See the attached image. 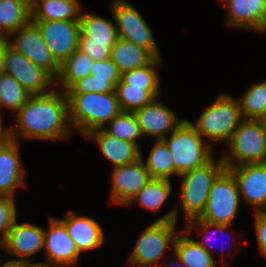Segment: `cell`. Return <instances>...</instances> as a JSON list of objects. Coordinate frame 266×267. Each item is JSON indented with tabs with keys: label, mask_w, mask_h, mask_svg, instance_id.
<instances>
[{
	"label": "cell",
	"mask_w": 266,
	"mask_h": 267,
	"mask_svg": "<svg viewBox=\"0 0 266 267\" xmlns=\"http://www.w3.org/2000/svg\"><path fill=\"white\" fill-rule=\"evenodd\" d=\"M221 155L226 168L242 164L266 163V125L264 120L243 119Z\"/></svg>",
	"instance_id": "7"
},
{
	"label": "cell",
	"mask_w": 266,
	"mask_h": 267,
	"mask_svg": "<svg viewBox=\"0 0 266 267\" xmlns=\"http://www.w3.org/2000/svg\"><path fill=\"white\" fill-rule=\"evenodd\" d=\"M13 116L16 125L10 129L16 142L20 139L68 140L74 132L66 92L55 87L50 93L31 95Z\"/></svg>",
	"instance_id": "1"
},
{
	"label": "cell",
	"mask_w": 266,
	"mask_h": 267,
	"mask_svg": "<svg viewBox=\"0 0 266 267\" xmlns=\"http://www.w3.org/2000/svg\"><path fill=\"white\" fill-rule=\"evenodd\" d=\"M242 120L238 99L221 93L215 102L204 109L196 123L190 124L213 147L216 143L227 144Z\"/></svg>",
	"instance_id": "5"
},
{
	"label": "cell",
	"mask_w": 266,
	"mask_h": 267,
	"mask_svg": "<svg viewBox=\"0 0 266 267\" xmlns=\"http://www.w3.org/2000/svg\"><path fill=\"white\" fill-rule=\"evenodd\" d=\"M11 129L10 127L5 128L3 124L0 125V152L5 149L11 142Z\"/></svg>",
	"instance_id": "41"
},
{
	"label": "cell",
	"mask_w": 266,
	"mask_h": 267,
	"mask_svg": "<svg viewBox=\"0 0 266 267\" xmlns=\"http://www.w3.org/2000/svg\"><path fill=\"white\" fill-rule=\"evenodd\" d=\"M163 139L172 154L175 170L181 174L202 167L214 157L212 147L188 119Z\"/></svg>",
	"instance_id": "6"
},
{
	"label": "cell",
	"mask_w": 266,
	"mask_h": 267,
	"mask_svg": "<svg viewBox=\"0 0 266 267\" xmlns=\"http://www.w3.org/2000/svg\"><path fill=\"white\" fill-rule=\"evenodd\" d=\"M91 75L95 80L108 81L114 87L121 80V73L111 58L103 61H94L91 67Z\"/></svg>",
	"instance_id": "37"
},
{
	"label": "cell",
	"mask_w": 266,
	"mask_h": 267,
	"mask_svg": "<svg viewBox=\"0 0 266 267\" xmlns=\"http://www.w3.org/2000/svg\"><path fill=\"white\" fill-rule=\"evenodd\" d=\"M227 24L234 29L262 33L266 18V0H223Z\"/></svg>",
	"instance_id": "18"
},
{
	"label": "cell",
	"mask_w": 266,
	"mask_h": 267,
	"mask_svg": "<svg viewBox=\"0 0 266 267\" xmlns=\"http://www.w3.org/2000/svg\"><path fill=\"white\" fill-rule=\"evenodd\" d=\"M110 58L122 74L148 65L154 57L146 50L128 40L118 38L110 50Z\"/></svg>",
	"instance_id": "24"
},
{
	"label": "cell",
	"mask_w": 266,
	"mask_h": 267,
	"mask_svg": "<svg viewBox=\"0 0 266 267\" xmlns=\"http://www.w3.org/2000/svg\"><path fill=\"white\" fill-rule=\"evenodd\" d=\"M13 40L7 39L8 45L23 54L37 67L46 71L54 80L58 76L60 64L52 56L38 26L29 21L16 32Z\"/></svg>",
	"instance_id": "10"
},
{
	"label": "cell",
	"mask_w": 266,
	"mask_h": 267,
	"mask_svg": "<svg viewBox=\"0 0 266 267\" xmlns=\"http://www.w3.org/2000/svg\"><path fill=\"white\" fill-rule=\"evenodd\" d=\"M225 169L222 157L218 160L214 156L202 167L178 176L181 178L179 197L185 223L199 218L204 212L211 186Z\"/></svg>",
	"instance_id": "4"
},
{
	"label": "cell",
	"mask_w": 266,
	"mask_h": 267,
	"mask_svg": "<svg viewBox=\"0 0 266 267\" xmlns=\"http://www.w3.org/2000/svg\"><path fill=\"white\" fill-rule=\"evenodd\" d=\"M226 169L236 179L241 201L252 207L253 213L266 212V163L242 164Z\"/></svg>",
	"instance_id": "13"
},
{
	"label": "cell",
	"mask_w": 266,
	"mask_h": 267,
	"mask_svg": "<svg viewBox=\"0 0 266 267\" xmlns=\"http://www.w3.org/2000/svg\"><path fill=\"white\" fill-rule=\"evenodd\" d=\"M158 98H154L149 104L135 110L133 113L143 136H154L156 140H163L184 119H181L171 108L160 102Z\"/></svg>",
	"instance_id": "17"
},
{
	"label": "cell",
	"mask_w": 266,
	"mask_h": 267,
	"mask_svg": "<svg viewBox=\"0 0 266 267\" xmlns=\"http://www.w3.org/2000/svg\"><path fill=\"white\" fill-rule=\"evenodd\" d=\"M266 32V18H265V22H264V27L262 29V33H265Z\"/></svg>",
	"instance_id": "48"
},
{
	"label": "cell",
	"mask_w": 266,
	"mask_h": 267,
	"mask_svg": "<svg viewBox=\"0 0 266 267\" xmlns=\"http://www.w3.org/2000/svg\"><path fill=\"white\" fill-rule=\"evenodd\" d=\"M102 129L110 136L129 141L141 149L138 140L143 135L133 112H121Z\"/></svg>",
	"instance_id": "32"
},
{
	"label": "cell",
	"mask_w": 266,
	"mask_h": 267,
	"mask_svg": "<svg viewBox=\"0 0 266 267\" xmlns=\"http://www.w3.org/2000/svg\"><path fill=\"white\" fill-rule=\"evenodd\" d=\"M0 246L7 254L18 258H13L12 261L30 260L43 251L44 229L32 223H19L16 219Z\"/></svg>",
	"instance_id": "15"
},
{
	"label": "cell",
	"mask_w": 266,
	"mask_h": 267,
	"mask_svg": "<svg viewBox=\"0 0 266 267\" xmlns=\"http://www.w3.org/2000/svg\"><path fill=\"white\" fill-rule=\"evenodd\" d=\"M75 213L70 210L60 220L65 224L80 254L101 247L105 243V235L99 222L94 218L78 216Z\"/></svg>",
	"instance_id": "19"
},
{
	"label": "cell",
	"mask_w": 266,
	"mask_h": 267,
	"mask_svg": "<svg viewBox=\"0 0 266 267\" xmlns=\"http://www.w3.org/2000/svg\"><path fill=\"white\" fill-rule=\"evenodd\" d=\"M4 73L14 77L31 95L47 94L55 87L53 86L55 80L46 71L11 48L7 40L4 55Z\"/></svg>",
	"instance_id": "11"
},
{
	"label": "cell",
	"mask_w": 266,
	"mask_h": 267,
	"mask_svg": "<svg viewBox=\"0 0 266 267\" xmlns=\"http://www.w3.org/2000/svg\"><path fill=\"white\" fill-rule=\"evenodd\" d=\"M79 42L115 44L118 39L115 23L96 14L82 10Z\"/></svg>",
	"instance_id": "23"
},
{
	"label": "cell",
	"mask_w": 266,
	"mask_h": 267,
	"mask_svg": "<svg viewBox=\"0 0 266 267\" xmlns=\"http://www.w3.org/2000/svg\"><path fill=\"white\" fill-rule=\"evenodd\" d=\"M48 231L44 229V248L47 261L57 267L75 266L80 252L69 236L65 224L50 216Z\"/></svg>",
	"instance_id": "16"
},
{
	"label": "cell",
	"mask_w": 266,
	"mask_h": 267,
	"mask_svg": "<svg viewBox=\"0 0 266 267\" xmlns=\"http://www.w3.org/2000/svg\"><path fill=\"white\" fill-rule=\"evenodd\" d=\"M0 267H21V261H12V260L3 261V259H1Z\"/></svg>",
	"instance_id": "45"
},
{
	"label": "cell",
	"mask_w": 266,
	"mask_h": 267,
	"mask_svg": "<svg viewBox=\"0 0 266 267\" xmlns=\"http://www.w3.org/2000/svg\"><path fill=\"white\" fill-rule=\"evenodd\" d=\"M30 20V0H0V31L7 39Z\"/></svg>",
	"instance_id": "27"
},
{
	"label": "cell",
	"mask_w": 266,
	"mask_h": 267,
	"mask_svg": "<svg viewBox=\"0 0 266 267\" xmlns=\"http://www.w3.org/2000/svg\"><path fill=\"white\" fill-rule=\"evenodd\" d=\"M19 147V142L12 141L0 152V195L15 198L16 190L26 185V170Z\"/></svg>",
	"instance_id": "20"
},
{
	"label": "cell",
	"mask_w": 266,
	"mask_h": 267,
	"mask_svg": "<svg viewBox=\"0 0 266 267\" xmlns=\"http://www.w3.org/2000/svg\"><path fill=\"white\" fill-rule=\"evenodd\" d=\"M112 2L111 12L118 38L128 40L136 46L146 49L154 58H162L152 29L143 15L125 0H113Z\"/></svg>",
	"instance_id": "8"
},
{
	"label": "cell",
	"mask_w": 266,
	"mask_h": 267,
	"mask_svg": "<svg viewBox=\"0 0 266 267\" xmlns=\"http://www.w3.org/2000/svg\"><path fill=\"white\" fill-rule=\"evenodd\" d=\"M173 252L180 258L185 267H216V262L209 252L190 237L184 229L177 235Z\"/></svg>",
	"instance_id": "25"
},
{
	"label": "cell",
	"mask_w": 266,
	"mask_h": 267,
	"mask_svg": "<svg viewBox=\"0 0 266 267\" xmlns=\"http://www.w3.org/2000/svg\"><path fill=\"white\" fill-rule=\"evenodd\" d=\"M172 193V183L167 179H152L126 206H133L136 202L150 211H159ZM134 203V204H133Z\"/></svg>",
	"instance_id": "29"
},
{
	"label": "cell",
	"mask_w": 266,
	"mask_h": 267,
	"mask_svg": "<svg viewBox=\"0 0 266 267\" xmlns=\"http://www.w3.org/2000/svg\"><path fill=\"white\" fill-rule=\"evenodd\" d=\"M16 198L0 195V242L5 238L8 230L18 219Z\"/></svg>",
	"instance_id": "36"
},
{
	"label": "cell",
	"mask_w": 266,
	"mask_h": 267,
	"mask_svg": "<svg viewBox=\"0 0 266 267\" xmlns=\"http://www.w3.org/2000/svg\"><path fill=\"white\" fill-rule=\"evenodd\" d=\"M243 119L266 120V80L257 82L238 99Z\"/></svg>",
	"instance_id": "31"
},
{
	"label": "cell",
	"mask_w": 266,
	"mask_h": 267,
	"mask_svg": "<svg viewBox=\"0 0 266 267\" xmlns=\"http://www.w3.org/2000/svg\"><path fill=\"white\" fill-rule=\"evenodd\" d=\"M7 40V37L0 31V42Z\"/></svg>",
	"instance_id": "46"
},
{
	"label": "cell",
	"mask_w": 266,
	"mask_h": 267,
	"mask_svg": "<svg viewBox=\"0 0 266 267\" xmlns=\"http://www.w3.org/2000/svg\"><path fill=\"white\" fill-rule=\"evenodd\" d=\"M21 267H57V266L53 265L49 261L33 263L30 260H23L21 261Z\"/></svg>",
	"instance_id": "42"
},
{
	"label": "cell",
	"mask_w": 266,
	"mask_h": 267,
	"mask_svg": "<svg viewBox=\"0 0 266 267\" xmlns=\"http://www.w3.org/2000/svg\"><path fill=\"white\" fill-rule=\"evenodd\" d=\"M141 152V158L145 167L150 173L152 179L171 180L172 175L180 174L174 168V161L168 146L163 140H156L151 148L147 159H144Z\"/></svg>",
	"instance_id": "28"
},
{
	"label": "cell",
	"mask_w": 266,
	"mask_h": 267,
	"mask_svg": "<svg viewBox=\"0 0 266 267\" xmlns=\"http://www.w3.org/2000/svg\"><path fill=\"white\" fill-rule=\"evenodd\" d=\"M162 58H154L148 65L121 74V80L128 85L144 87L154 98L160 97V79L157 67Z\"/></svg>",
	"instance_id": "30"
},
{
	"label": "cell",
	"mask_w": 266,
	"mask_h": 267,
	"mask_svg": "<svg viewBox=\"0 0 266 267\" xmlns=\"http://www.w3.org/2000/svg\"><path fill=\"white\" fill-rule=\"evenodd\" d=\"M55 60L61 64L78 49L79 21H33Z\"/></svg>",
	"instance_id": "14"
},
{
	"label": "cell",
	"mask_w": 266,
	"mask_h": 267,
	"mask_svg": "<svg viewBox=\"0 0 266 267\" xmlns=\"http://www.w3.org/2000/svg\"><path fill=\"white\" fill-rule=\"evenodd\" d=\"M31 96L23 86L11 75H0V107L14 115Z\"/></svg>",
	"instance_id": "33"
},
{
	"label": "cell",
	"mask_w": 266,
	"mask_h": 267,
	"mask_svg": "<svg viewBox=\"0 0 266 267\" xmlns=\"http://www.w3.org/2000/svg\"><path fill=\"white\" fill-rule=\"evenodd\" d=\"M6 49V40L0 42V75L4 73V55Z\"/></svg>",
	"instance_id": "44"
},
{
	"label": "cell",
	"mask_w": 266,
	"mask_h": 267,
	"mask_svg": "<svg viewBox=\"0 0 266 267\" xmlns=\"http://www.w3.org/2000/svg\"><path fill=\"white\" fill-rule=\"evenodd\" d=\"M2 110H1V107H0V125L3 124V116H2Z\"/></svg>",
	"instance_id": "47"
},
{
	"label": "cell",
	"mask_w": 266,
	"mask_h": 267,
	"mask_svg": "<svg viewBox=\"0 0 266 267\" xmlns=\"http://www.w3.org/2000/svg\"><path fill=\"white\" fill-rule=\"evenodd\" d=\"M186 231L191 235V233L193 232V230L198 231V234H201V241H198V244L203 247L207 252H209L210 254L212 253L211 248L214 245L210 242L209 238L215 235L218 232L219 234H221L222 236L225 235V232L227 230L230 229L231 225H227V224H218V223H211V222H207L204 220H200L199 218H195L192 219L190 221H188L186 224ZM223 238V237H222ZM215 240V237L213 238ZM224 239V238H223ZM228 239H231L230 241L234 242L235 240L233 238H231V236L228 237ZM209 241V242H207ZM222 244L223 241H222ZM224 247V245H222V248ZM222 251H226L224 248Z\"/></svg>",
	"instance_id": "35"
},
{
	"label": "cell",
	"mask_w": 266,
	"mask_h": 267,
	"mask_svg": "<svg viewBox=\"0 0 266 267\" xmlns=\"http://www.w3.org/2000/svg\"><path fill=\"white\" fill-rule=\"evenodd\" d=\"M174 255L176 256V259L175 261L172 259V260H169L166 261L165 263H163L164 261H162L160 264V266L162 267H185L184 264L182 263V261L180 260V258L174 253Z\"/></svg>",
	"instance_id": "43"
},
{
	"label": "cell",
	"mask_w": 266,
	"mask_h": 267,
	"mask_svg": "<svg viewBox=\"0 0 266 267\" xmlns=\"http://www.w3.org/2000/svg\"><path fill=\"white\" fill-rule=\"evenodd\" d=\"M240 200L236 179L225 169L211 186L205 210L199 219L231 225L238 214Z\"/></svg>",
	"instance_id": "9"
},
{
	"label": "cell",
	"mask_w": 266,
	"mask_h": 267,
	"mask_svg": "<svg viewBox=\"0 0 266 267\" xmlns=\"http://www.w3.org/2000/svg\"><path fill=\"white\" fill-rule=\"evenodd\" d=\"M253 214L258 250L266 258V212H255Z\"/></svg>",
	"instance_id": "40"
},
{
	"label": "cell",
	"mask_w": 266,
	"mask_h": 267,
	"mask_svg": "<svg viewBox=\"0 0 266 267\" xmlns=\"http://www.w3.org/2000/svg\"><path fill=\"white\" fill-rule=\"evenodd\" d=\"M177 209V206L172 208L144 229L131 250L128 266L158 267L166 250H173L175 239L180 233L176 229L179 213Z\"/></svg>",
	"instance_id": "3"
},
{
	"label": "cell",
	"mask_w": 266,
	"mask_h": 267,
	"mask_svg": "<svg viewBox=\"0 0 266 267\" xmlns=\"http://www.w3.org/2000/svg\"><path fill=\"white\" fill-rule=\"evenodd\" d=\"M109 93L115 92V87L108 81L95 80L93 75L75 82L66 93Z\"/></svg>",
	"instance_id": "38"
},
{
	"label": "cell",
	"mask_w": 266,
	"mask_h": 267,
	"mask_svg": "<svg viewBox=\"0 0 266 267\" xmlns=\"http://www.w3.org/2000/svg\"><path fill=\"white\" fill-rule=\"evenodd\" d=\"M85 136L97 143L99 150L113 167L130 164L141 158L142 150L137 145L112 137L103 129L93 130Z\"/></svg>",
	"instance_id": "21"
},
{
	"label": "cell",
	"mask_w": 266,
	"mask_h": 267,
	"mask_svg": "<svg viewBox=\"0 0 266 267\" xmlns=\"http://www.w3.org/2000/svg\"><path fill=\"white\" fill-rule=\"evenodd\" d=\"M115 92L122 112H134L154 99L144 87L131 86L122 80L117 83Z\"/></svg>",
	"instance_id": "34"
},
{
	"label": "cell",
	"mask_w": 266,
	"mask_h": 267,
	"mask_svg": "<svg viewBox=\"0 0 266 267\" xmlns=\"http://www.w3.org/2000/svg\"><path fill=\"white\" fill-rule=\"evenodd\" d=\"M114 45L79 42L78 50L87 54L93 61H103L110 58V50Z\"/></svg>",
	"instance_id": "39"
},
{
	"label": "cell",
	"mask_w": 266,
	"mask_h": 267,
	"mask_svg": "<svg viewBox=\"0 0 266 267\" xmlns=\"http://www.w3.org/2000/svg\"><path fill=\"white\" fill-rule=\"evenodd\" d=\"M72 130L84 136L104 128L122 112L116 92L66 93Z\"/></svg>",
	"instance_id": "2"
},
{
	"label": "cell",
	"mask_w": 266,
	"mask_h": 267,
	"mask_svg": "<svg viewBox=\"0 0 266 267\" xmlns=\"http://www.w3.org/2000/svg\"><path fill=\"white\" fill-rule=\"evenodd\" d=\"M31 21H79L80 0H30Z\"/></svg>",
	"instance_id": "22"
},
{
	"label": "cell",
	"mask_w": 266,
	"mask_h": 267,
	"mask_svg": "<svg viewBox=\"0 0 266 267\" xmlns=\"http://www.w3.org/2000/svg\"><path fill=\"white\" fill-rule=\"evenodd\" d=\"M109 204L125 206L146 186L152 177L142 161L113 167Z\"/></svg>",
	"instance_id": "12"
},
{
	"label": "cell",
	"mask_w": 266,
	"mask_h": 267,
	"mask_svg": "<svg viewBox=\"0 0 266 267\" xmlns=\"http://www.w3.org/2000/svg\"><path fill=\"white\" fill-rule=\"evenodd\" d=\"M94 61L85 53L76 50L60 64L55 85L66 92L75 82L91 75Z\"/></svg>",
	"instance_id": "26"
}]
</instances>
